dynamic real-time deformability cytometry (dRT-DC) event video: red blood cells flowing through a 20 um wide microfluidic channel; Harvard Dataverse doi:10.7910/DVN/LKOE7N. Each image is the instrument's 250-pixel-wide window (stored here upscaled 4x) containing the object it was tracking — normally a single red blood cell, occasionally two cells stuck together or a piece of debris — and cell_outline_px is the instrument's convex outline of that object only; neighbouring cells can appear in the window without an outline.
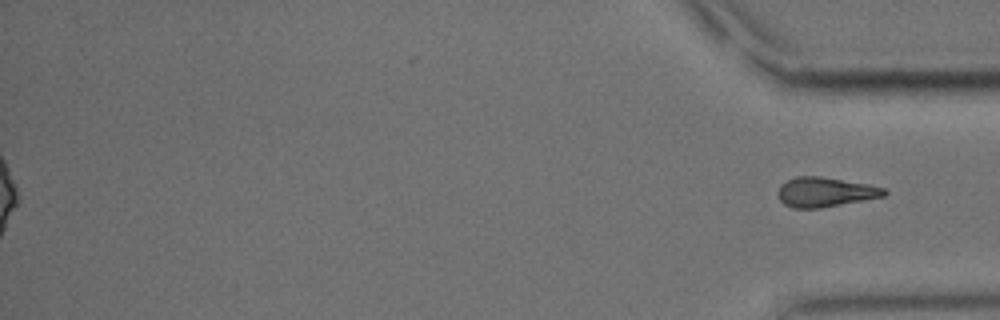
{"species": "common noctule bat (a hibernating species)", "species_latin": "Nyctalus noctula", "temperature_condition": "cold", "stored_images_in_passage": 42, "segment_of_instrument_passage": [2, 2], "camera_frame_rate_fps": 3000, "um_per_image_px": 0.085, "animal": {"sex": "male", "body_mass_g": 15.6}, "frame": {"image": 1, "passage_image": 42, "time_ms": 13.667, "image_size_px": [1000, 320], "cell_outline_px": [[888, 192], [884, 196], [820, 208], [792, 208], [784, 204], [780, 200], [776, 192], [780, 184], [796, 176], [820, 176], [868, 184], [884, 188]], "centroid_in_image_um": [70.09, 16.32], "position_along_channel_um": 365.1, "area_um2": 18.32}}